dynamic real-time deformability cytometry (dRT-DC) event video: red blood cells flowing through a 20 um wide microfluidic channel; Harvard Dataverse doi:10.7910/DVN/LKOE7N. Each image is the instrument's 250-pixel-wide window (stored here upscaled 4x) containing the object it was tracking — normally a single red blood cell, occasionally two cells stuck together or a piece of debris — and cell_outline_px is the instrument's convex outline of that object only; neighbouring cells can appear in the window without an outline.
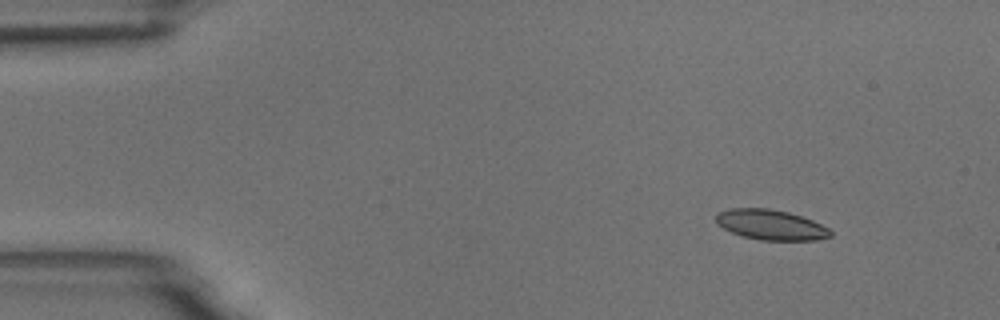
{"species": "common noctule bat (a hibernating species)", "species_latin": "Nyctalus noctula", "temperature_condition": "room temperature", "stored_images_in_passage": 3, "camera_frame_rate_fps": 3000, "um_per_image_px": 0.085, "animal": {"sex": "male", "body_mass_g": 18.8}, "frame": {"image": 1, "passage_image": 1, "time_ms": 0.0, "image_size_px": [1000, 320], "cell_outline_px": [[832, 236], [816, 240], [760, 240], [744, 236], [732, 232], [716, 224], [716, 216], [720, 212], [732, 208], [768, 208], [788, 212], [812, 220], [828, 228], [832, 232]], "centroid_in_image_um": [65.53, 19.11], "position_along_channel_um": 19.5, "area_um2": 19.94}}